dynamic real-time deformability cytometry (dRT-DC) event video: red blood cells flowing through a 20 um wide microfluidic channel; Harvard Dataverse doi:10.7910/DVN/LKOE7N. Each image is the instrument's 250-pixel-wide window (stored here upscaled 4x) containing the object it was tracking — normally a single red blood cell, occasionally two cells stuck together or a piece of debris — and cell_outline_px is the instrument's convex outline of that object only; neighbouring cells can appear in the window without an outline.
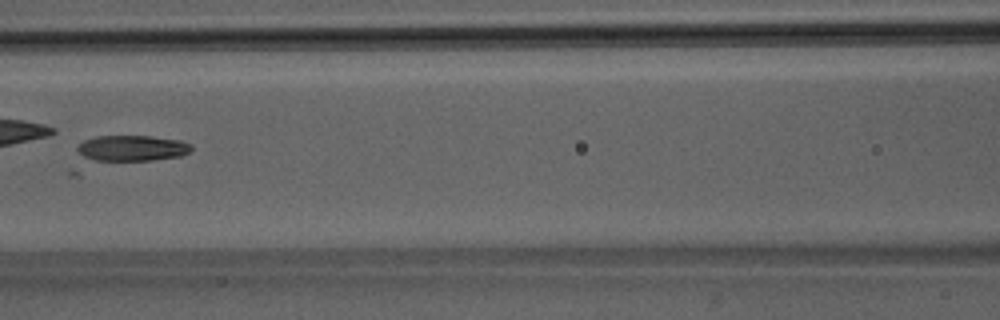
{"species": "Egyptian fruit bat (a non-hibernating species)", "species_latin": "Rousettus aegyptiacus", "temperature_condition": "room temperature", "stored_images_in_passage": 8, "camera_frame_rate_fps": 3000, "um_per_image_px": 0.085, "animal": {"sex": "male"}, "frame": {"image": 1, "passage_image": 7, "time_ms": 7.667, "image_size_px": [1000, 320], "cell_outline_px": [[192, 148], [188, 152], [180, 156], [152, 160], [96, 160], [84, 156], [76, 148], [84, 140], [96, 136], [152, 136], [180, 140], [192, 144]], "centroid_in_image_um": [11.27, 12.58], "position_along_channel_um": 155.3, "area_um2": 16.88}}